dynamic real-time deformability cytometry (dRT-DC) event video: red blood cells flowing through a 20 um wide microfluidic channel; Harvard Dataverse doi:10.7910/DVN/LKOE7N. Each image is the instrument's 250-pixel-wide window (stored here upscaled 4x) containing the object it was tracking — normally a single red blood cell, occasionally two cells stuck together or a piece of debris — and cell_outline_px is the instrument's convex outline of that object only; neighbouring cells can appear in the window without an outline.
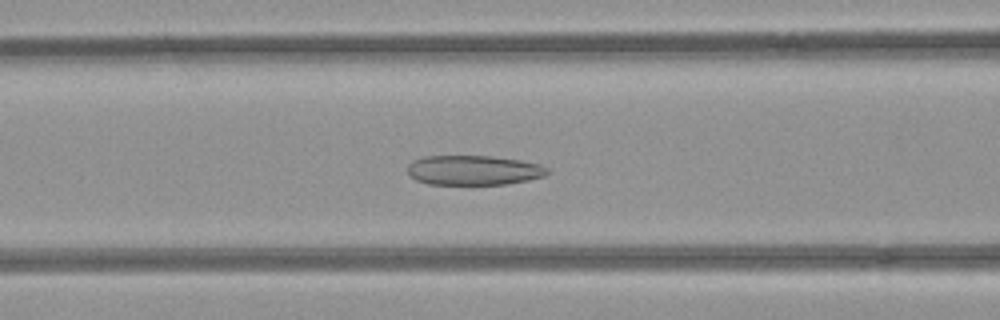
{"species": "common noctule bat (a hibernating species)", "species_latin": "Nyctalus noctula", "temperature_condition": "room temperature", "stored_images_in_passage": 52, "camera_frame_rate_fps": 3000, "um_per_image_px": 0.085, "animal": {"sex": "female", "body_mass_g": 21.9}, "frame": {"image": 1, "passage_image": 21, "time_ms": 6.667, "image_size_px": [1000, 320], "cell_outline_px": [[548, 172], [544, 176], [528, 180], [508, 184], [428, 184], [416, 180], [408, 176], [408, 164], [412, 160], [424, 156], [492, 156], [520, 160], [540, 164], [548, 168]], "centroid_in_image_um": [40.23, 14.46], "position_along_channel_um": 126.4, "area_um2": 24.33}}
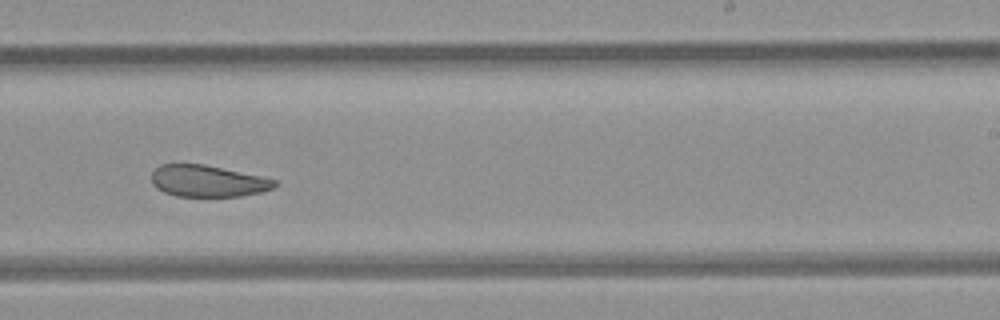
{"frame": {"image": 2, "passage_image": 32, "time_ms": 10.333, "image_size_px": [1000, 320], "cell_outline_px": [[276, 184], [272, 188], [260, 192], [240, 196], [176, 196], [164, 192], [156, 188], [152, 184], [152, 172], [160, 164], [204, 164], [260, 176], [276, 180]], "centroid_in_image_um": [17.61, 15.38], "position_along_channel_um": 271.4, "area_um2": 22.48}}
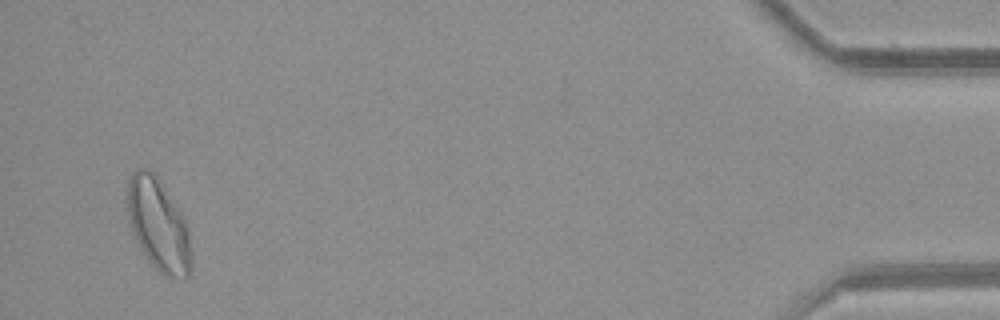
{"frame": {"image": 3, "passage_image": 50, "time_ms": 16.333, "image_size_px": [1000, 320], "cell_outline_px": [[192, 272], [188, 276], [180, 280], [168, 280], [148, 260], [140, 248], [132, 232], [128, 220], [124, 200], [124, 196], [128, 180], [132, 172], [140, 168], [148, 168], [152, 172], [180, 208], [188, 224], [192, 256]], "centroid_in_image_um": [13.46, 19.15], "position_along_channel_um": 421.7, "area_um2": 35.6}, "authors_computed_cell_mechanics": {"area_um2": 28.1775, "velocity_mm_per_s": 3.9588, "shape_relaxation_time_tau1_ms": null, "shape_relaxation_time_tau2_ms": 3.8505, "deformation_change_tau1": null, "deformation_change_tau2": 0.1047}}